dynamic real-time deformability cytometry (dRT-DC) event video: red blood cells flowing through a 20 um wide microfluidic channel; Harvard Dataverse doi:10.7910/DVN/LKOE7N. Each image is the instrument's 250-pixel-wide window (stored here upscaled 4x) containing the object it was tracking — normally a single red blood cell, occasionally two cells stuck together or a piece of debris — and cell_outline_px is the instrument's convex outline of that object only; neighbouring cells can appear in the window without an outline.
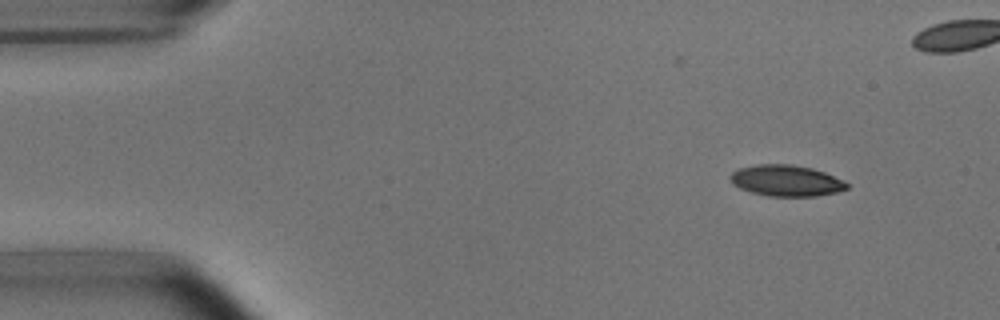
{"species": "common noctule bat (a hibernating species)", "species_latin": "Nyctalus noctula", "temperature_condition": "room temperature", "stored_images_in_passage": 5, "camera_frame_rate_fps": 3000, "um_per_image_px": 0.085, "animal": {"sex": "male", "body_mass_g": 15.6}, "frame": {"image": 1, "passage_image": 1, "time_ms": 0.0, "image_size_px": [1000, 320], "cell_outline_px": [[848, 188], [836, 192], [816, 196], [768, 196], [752, 192], [740, 188], [732, 184], [728, 176], [732, 172], [740, 168], [756, 164], [792, 164], [812, 168], [824, 172], [844, 180], [848, 184]], "centroid_in_image_um": [66.81, 15.35], "position_along_channel_um": 18.2, "area_um2": 21.21}}